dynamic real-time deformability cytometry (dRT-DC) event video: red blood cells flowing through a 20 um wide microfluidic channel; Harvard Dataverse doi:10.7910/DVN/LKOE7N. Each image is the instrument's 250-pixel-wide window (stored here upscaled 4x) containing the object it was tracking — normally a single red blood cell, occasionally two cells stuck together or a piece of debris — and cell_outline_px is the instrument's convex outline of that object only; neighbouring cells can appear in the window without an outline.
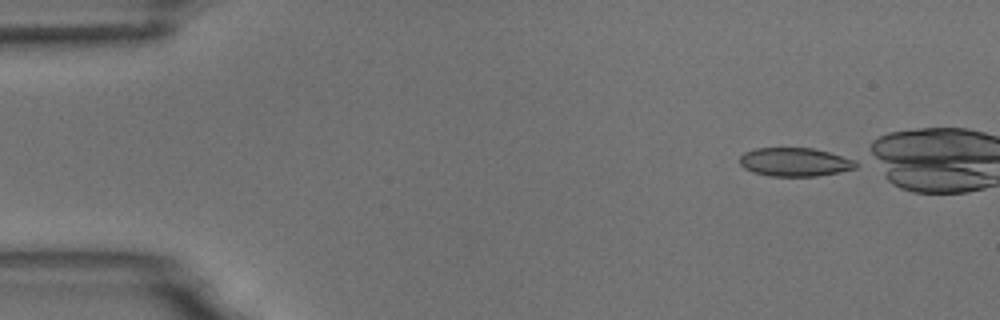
{"species": "common noctule bat (a hibernating species)", "species_latin": "Nyctalus noctula", "temperature_condition": "room temperature", "stored_images_in_passage": 2, "camera_frame_rate_fps": 3000, "um_per_image_px": 0.085, "animal": {"sex": "male", "body_mass_g": 18.8}, "frame": {"image": 1, "passage_image": 1, "time_ms": 0.0, "image_size_px": [1000, 320], "cell_outline_px": [[856, 168], [840, 172], [816, 176], [772, 176], [752, 172], [744, 168], [740, 164], [740, 156], [744, 152], [756, 148], [812, 148], [828, 152], [856, 160]], "centroid_in_image_um": [67.55, 13.77], "position_along_channel_um": 17.5, "area_um2": 19.31}}